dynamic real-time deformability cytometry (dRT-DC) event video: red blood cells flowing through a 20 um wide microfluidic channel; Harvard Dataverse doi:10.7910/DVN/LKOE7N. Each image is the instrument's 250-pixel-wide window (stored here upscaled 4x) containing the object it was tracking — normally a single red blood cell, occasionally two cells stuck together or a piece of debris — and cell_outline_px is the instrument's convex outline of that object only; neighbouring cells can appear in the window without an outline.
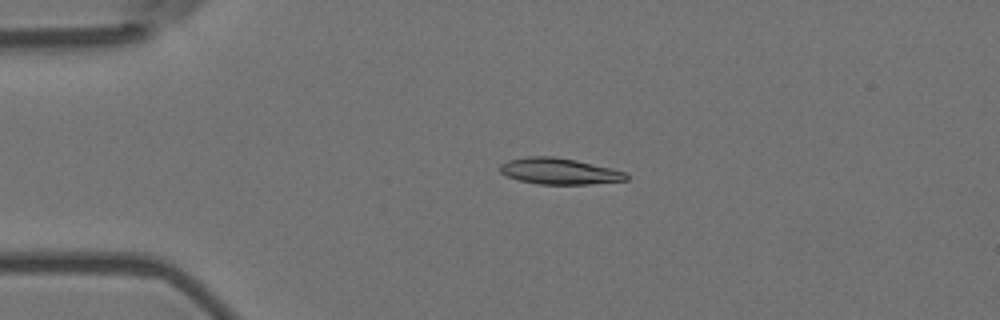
{"species": "Egyptian fruit bat (a non-hibernating species)", "species_latin": "Rousettus aegyptiacus", "temperature_condition": "room temperature", "stored_images_in_passage": 5, "camera_frame_rate_fps": 3000, "um_per_image_px": 0.085, "animal": {"sex": "female"}, "frame": {"image": 1, "passage_image": 3, "time_ms": 0.667, "image_size_px": [1000, 320], "cell_outline_px": [[628, 180], [588, 184], [540, 184], [520, 180], [508, 176], [500, 172], [500, 164], [508, 160], [528, 156], [552, 156], [576, 160], [612, 168], [624, 172], [628, 176]], "centroid_in_image_um": [47.54, 14.54], "position_along_channel_um": 37.5, "area_um2": 19.13}}